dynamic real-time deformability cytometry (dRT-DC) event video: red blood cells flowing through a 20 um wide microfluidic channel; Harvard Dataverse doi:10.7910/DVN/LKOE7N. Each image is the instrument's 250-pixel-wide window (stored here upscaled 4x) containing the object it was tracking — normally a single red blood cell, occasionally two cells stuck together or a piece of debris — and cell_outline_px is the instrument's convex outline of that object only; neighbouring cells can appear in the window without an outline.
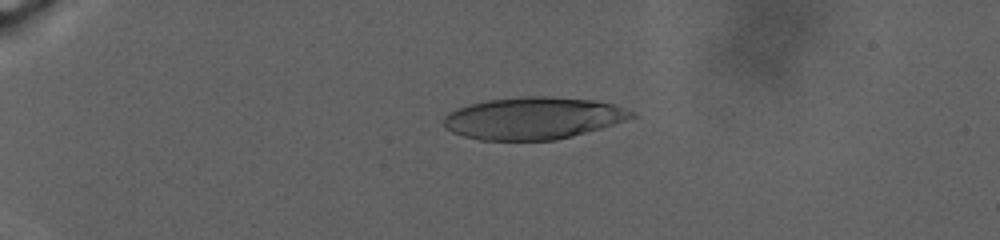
{"species": "human", "species_latin": "Homo sapiens", "temperature_condition": "warm", "stored_images_in_passage": 64, "camera_frame_rate_fps": 3000, "um_per_image_px": 0.085, "donor": {"sex": "male"}, "frame": {"image": 1, "passage_image": 15, "time_ms": 8.0, "image_size_px": [1000, 240], "cell_outline_px": [[636, 116], [600, 128], [572, 136], [556, 140], [480, 140], [464, 136], [452, 132], [444, 128], [444, 116], [448, 112], [468, 104], [488, 100], [524, 96], [552, 96], [592, 100], [612, 104], [636, 112]], "centroid_in_image_um": [45.29, 10.04], "position_along_channel_um": 39.7, "area_um2": 46.01}}
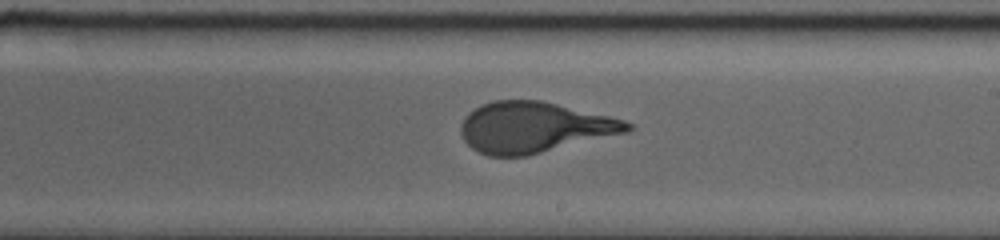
{"frame": {"image": 2, "passage_image": 41, "time_ms": 19.333, "image_size_px": [1000, 240], "cell_outline_px": [[632, 128], [628, 132], [528, 156], [488, 156], [472, 148], [464, 140], [460, 132], [460, 128], [468, 112], [492, 100], [540, 100], [608, 116], [624, 120], [632, 124]], "centroid_in_image_um": [45.39, 10.83], "position_along_channel_um": 243.6, "area_um2": 48.96}}
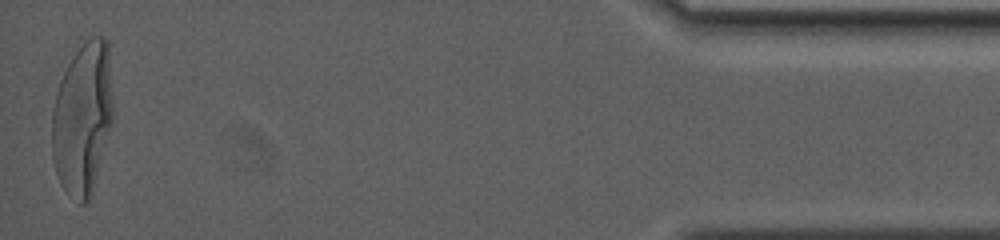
{"frame": {"image": 3, "passage_image": 64, "time_ms": 29.667, "image_size_px": [1000, 240], "cell_outline_px": [[112, 120], [92, 196], [84, 204], [80, 204], [68, 196], [60, 184], [56, 172], [52, 156], [52, 112], [56, 92], [60, 80], [72, 56], [92, 36], [104, 36], [108, 40], [112, 104]], "centroid_in_image_um": [7.01, 10.11], "position_along_channel_um": 428.2, "area_um2": 54.22}, "authors_computed_cell_mechanics": {"area_um2": 49.2456, "velocity_mm_per_s": 2.4501, "shape_relaxation_time_tau1_ms": 7.8286, "shape_relaxation_time_tau2_ms": null, "deformation_change_tau1": 0.2882, "deformation_change_tau2": null}}